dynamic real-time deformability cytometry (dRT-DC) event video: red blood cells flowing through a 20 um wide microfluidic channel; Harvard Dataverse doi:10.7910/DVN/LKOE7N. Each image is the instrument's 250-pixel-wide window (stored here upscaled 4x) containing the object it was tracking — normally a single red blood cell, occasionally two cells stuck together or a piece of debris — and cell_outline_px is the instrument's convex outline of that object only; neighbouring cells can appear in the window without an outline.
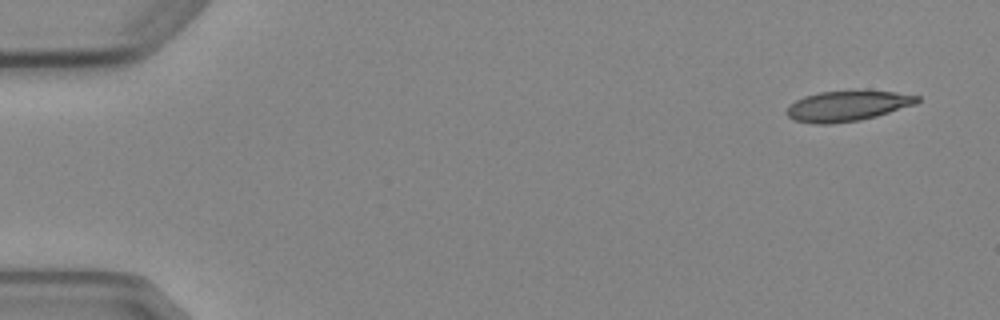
{"species": "Egyptian fruit bat (a non-hibernating species)", "species_latin": "Rousettus aegyptiacus", "temperature_condition": "cold", "stored_images_in_passage": 4, "camera_frame_rate_fps": 3000, "um_per_image_px": 0.085, "animal": {"sex": "female"}, "frame": {"image": 1, "passage_image": 1, "time_ms": 0.0, "image_size_px": [1000, 320], "cell_outline_px": [[920, 100], [916, 104], [876, 116], [860, 120], [832, 124], [816, 124], [796, 120], [788, 116], [784, 112], [796, 100], [804, 96], [820, 92], [896, 92], [920, 96]], "centroid_in_image_um": [72.03, 9.02], "position_along_channel_um": 13.0, "area_um2": 22.6}}